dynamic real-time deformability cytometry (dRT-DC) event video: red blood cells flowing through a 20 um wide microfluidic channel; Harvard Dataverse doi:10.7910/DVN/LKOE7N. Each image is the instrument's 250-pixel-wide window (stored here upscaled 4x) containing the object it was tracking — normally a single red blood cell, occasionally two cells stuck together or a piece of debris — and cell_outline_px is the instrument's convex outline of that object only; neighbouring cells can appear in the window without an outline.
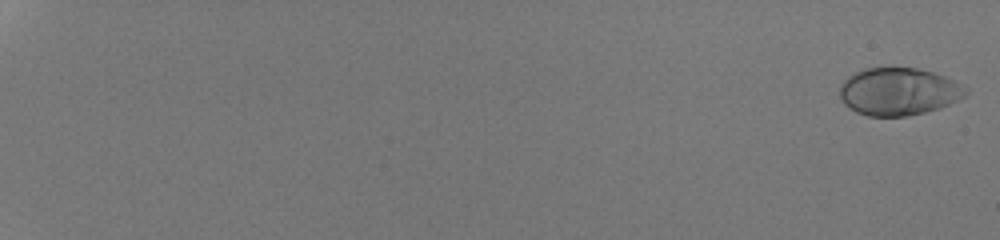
{"species": "human", "species_latin": "Homo sapiens", "temperature_condition": "room temperature", "stored_images_in_passage": 54, "camera_frame_rate_fps": 3000, "um_per_image_px": 0.085, "donor": {"sex": "male"}, "frame": {"image": 1, "passage_image": 1, "time_ms": 0.0, "image_size_px": [1000, 240], "cell_outline_px": [[968, 92], [964, 96], [948, 104], [924, 112], [904, 116], [868, 116], [856, 112], [844, 104], [840, 96], [840, 84], [848, 76], [864, 68], [916, 68], [932, 72], [944, 76], [968, 88]], "centroid_in_image_um": [76.34, 7.78], "position_along_channel_um": 8.7, "area_um2": 34.56}}
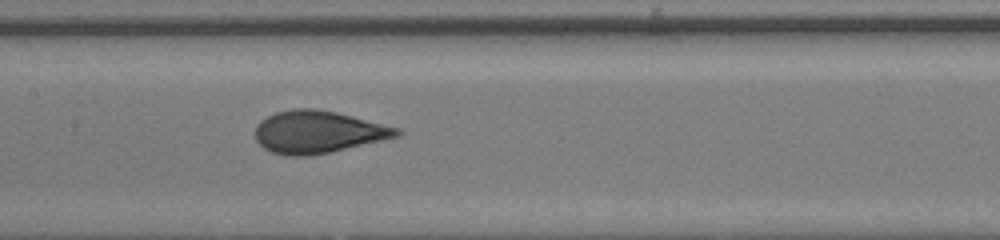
{"frame": {"image": 2, "passage_image": 32, "time_ms": 10.333, "image_size_px": [1000, 240], "cell_outline_px": [[404, 132], [400, 136], [328, 152], [308, 156], [288, 156], [272, 152], [264, 148], [256, 140], [256, 124], [260, 120], [276, 112], [292, 108], [312, 108], [336, 112], [400, 128]], "centroid_in_image_um": [27.03, 11.21], "position_along_channel_um": 180.4, "area_um2": 34.8}}
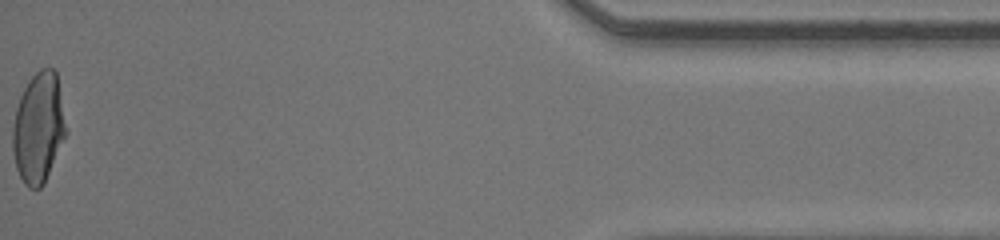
{"frame": {"image": 3, "passage_image": 54, "time_ms": 17.667, "image_size_px": [1000, 240], "cell_outline_px": [[68, 132], [44, 184], [40, 188], [28, 188], [24, 184], [16, 168], [12, 148], [12, 128], [16, 108], [20, 96], [28, 80], [40, 68], [52, 68], [56, 72]], "centroid_in_image_um": [3.27, 10.88], "position_along_channel_um": 431.9, "area_um2": 34.56}, "authors_computed_cell_mechanics": {"area_um2": 34.4488, "velocity_mm_per_s": 4.298, "shape_relaxation_time_tau1_ms": 4.912, "shape_relaxation_time_tau2_ms": null, "deformation_change_tau1": 0.2307, "deformation_change_tau2": null}}